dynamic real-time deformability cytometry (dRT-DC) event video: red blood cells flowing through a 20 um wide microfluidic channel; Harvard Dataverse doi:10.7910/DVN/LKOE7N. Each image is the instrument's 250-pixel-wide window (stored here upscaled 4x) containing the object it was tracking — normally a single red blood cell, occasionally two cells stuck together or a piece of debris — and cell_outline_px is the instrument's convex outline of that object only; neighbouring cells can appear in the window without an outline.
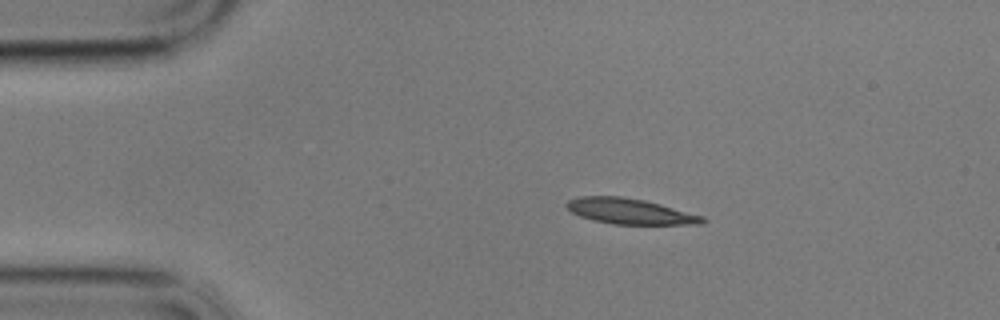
{"species": "common noctule bat (a hibernating species)", "species_latin": "Nyctalus noctula", "temperature_condition": "cold", "stored_images_in_passage": 48, "camera_frame_rate_fps": 3000, "um_per_image_px": 0.085, "animal": {"sex": "male", "body_mass_g": 17.9}, "frame": {"image": 1, "passage_image": 1, "time_ms": 0.0, "image_size_px": [1000, 320], "cell_outline_px": [[708, 220], [700, 224], [612, 224], [580, 216], [572, 212], [564, 204], [568, 200], [580, 196], [620, 196], [644, 200], [660, 204], [704, 216]], "centroid_in_image_um": [53.55, 17.95], "position_along_channel_um": 31.4, "area_um2": 20.11}}
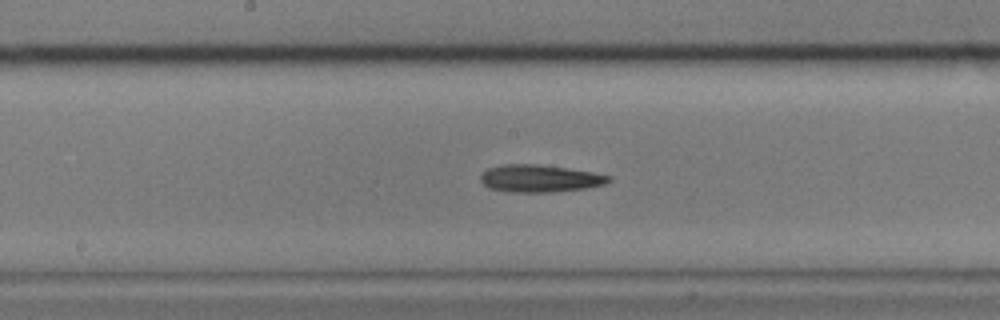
{"frame": {"image": 2, "passage_image": 20, "time_ms": 6.333, "image_size_px": [1000, 320], "cell_outline_px": [[612, 180], [604, 184], [588, 188], [552, 192], [512, 192], [488, 188], [480, 180], [480, 176], [488, 168], [504, 164], [536, 164], [592, 172], [612, 176]], "centroid_in_image_um": [45.89, 15.17], "position_along_channel_um": 202.3, "area_um2": 20.35}}
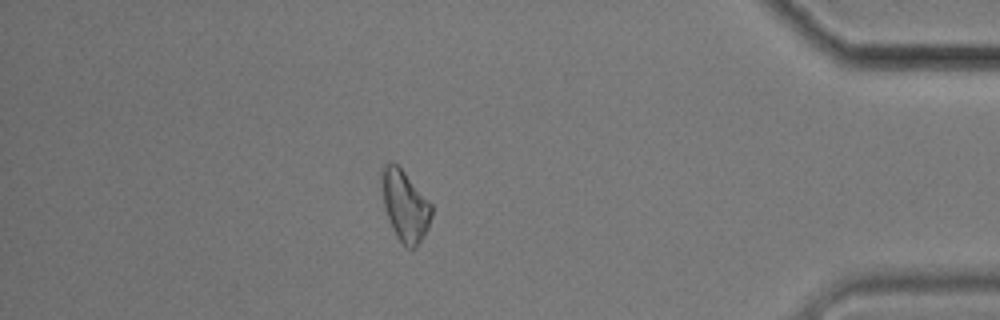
{"frame": {"image": 3, "passage_image": 41, "time_ms": 13.333, "image_size_px": [1000, 320], "cell_outline_px": [[432, 216], [428, 228], [416, 248], [408, 248], [396, 236], [388, 220], [384, 208], [380, 180], [380, 168], [384, 164], [396, 164], [404, 172], [432, 204]], "centroid_in_image_um": [34.4, 17.48], "position_along_channel_um": 400.8, "area_um2": 20.58}, "authors_computed_cell_mechanics": {"area_um2": 20.3167, "velocity_mm_per_s": 3.4044, "shape_relaxation_time_tau1_ms": 9.3403, "shape_relaxation_time_tau2_ms": 10.6686, "deformation_change_tau1": 0.1849, "deformation_change_tau2": 0.2616}}